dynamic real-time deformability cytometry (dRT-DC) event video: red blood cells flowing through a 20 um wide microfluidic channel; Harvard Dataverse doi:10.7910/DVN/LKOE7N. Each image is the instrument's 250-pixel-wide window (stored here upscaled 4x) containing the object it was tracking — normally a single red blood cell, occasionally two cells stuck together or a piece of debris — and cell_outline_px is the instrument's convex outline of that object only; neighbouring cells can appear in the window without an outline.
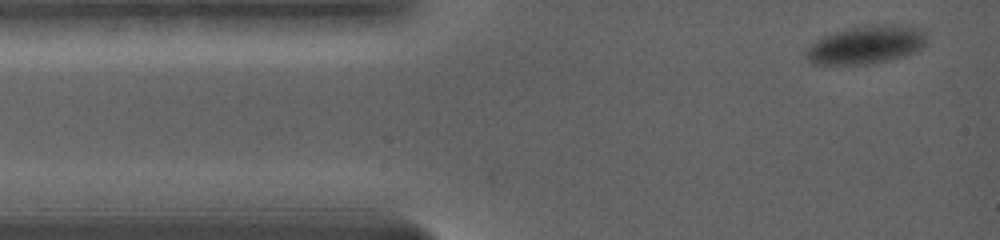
{"species": "common noctule bat (a hibernating species)", "species_latin": "Nyctalus noctula", "temperature_condition": "warm", "stored_images_in_passage": 25, "camera_frame_rate_fps": 5000, "um_per_image_px": 0.085, "animal": {"sex": "female", "body_mass_g": 19.0, "forearm_length_mm": 56.7}, "frame": {"image": 1, "passage_image": 1, "time_ms": 0.0, "image_size_px": [1000, 240], "cell_outline_px": [[924, 44], [920, 48], [884, 60], [852, 64], [816, 64], [808, 56], [808, 52], [812, 44], [836, 32], [868, 24], [892, 24], [916, 28], [924, 40]], "centroid_in_image_um": [73.59, 3.78], "position_along_channel_um": 11.4, "area_um2": 24.74}}
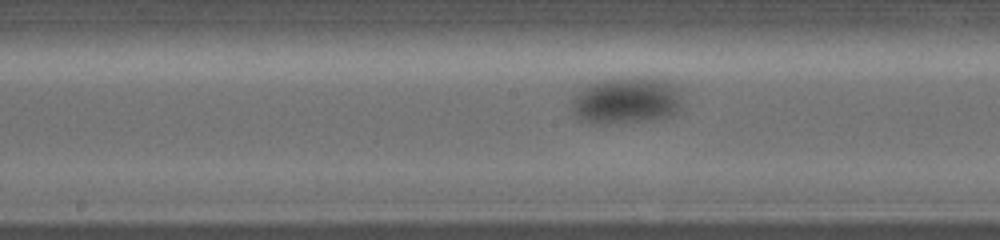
{"frame": {"image": 2, "passage_image": 15, "time_ms": 7.4, "image_size_px": [1000, 240], "cell_outline_px": [[684, 104], [672, 116], [656, 120], [604, 124], [592, 124], [580, 120], [572, 112], [572, 96], [584, 88], [592, 84], [604, 80], [664, 80], [680, 88]], "centroid_in_image_um": [53.27, 8.62], "position_along_channel_um": 194.9, "area_um2": 29.82}}
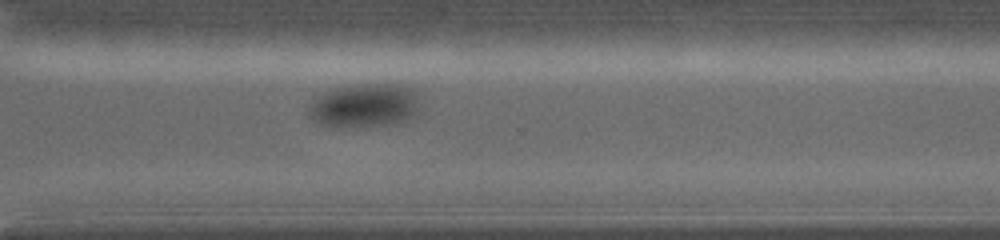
{"frame": {"image": 3, "passage_image": 25, "time_ms": 11.8, "image_size_px": [1000, 240], "cell_outline_px": [[416, 116], [408, 120], [396, 124], [340, 128], [320, 124], [308, 116], [308, 108], [312, 100], [336, 88], [380, 84], [396, 84], [408, 88], [416, 96]], "centroid_in_image_um": [30.95, 9.03], "position_along_channel_um": 339.7, "area_um2": 27.86}}